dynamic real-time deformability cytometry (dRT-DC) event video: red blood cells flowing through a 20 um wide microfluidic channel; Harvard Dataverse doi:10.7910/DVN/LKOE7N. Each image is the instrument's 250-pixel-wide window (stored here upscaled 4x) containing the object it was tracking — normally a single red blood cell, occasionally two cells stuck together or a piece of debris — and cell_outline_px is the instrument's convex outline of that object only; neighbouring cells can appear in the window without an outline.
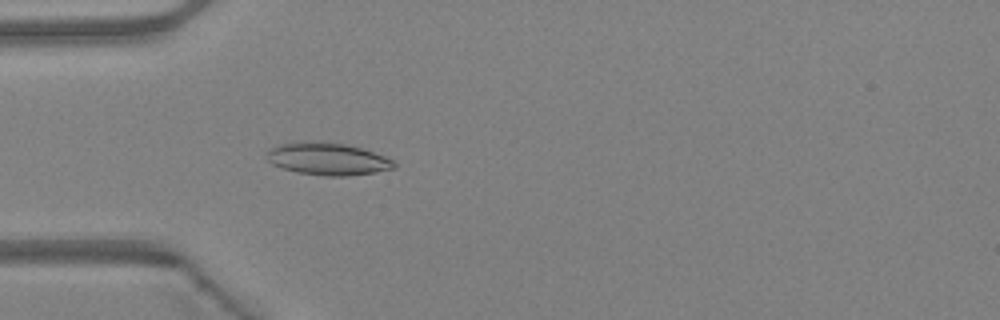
{"species": "Egyptian fruit bat (a non-hibernating species)", "species_latin": "Rousettus aegyptiacus", "temperature_condition": "warm", "stored_images_in_passage": 47, "camera_frame_rate_fps": 3000, "um_per_image_px": 0.085, "animal": {"sex": "female"}, "frame": {"image": 1, "passage_image": 14, "time_ms": 4.333, "image_size_px": [1000, 320], "cell_outline_px": [[396, 168], [376, 172], [348, 176], [324, 176], [296, 172], [272, 164], [268, 160], [268, 152], [272, 148], [284, 144], [304, 140], [344, 144], [360, 148], [388, 156], [396, 164]], "centroid_in_image_um": [27.91, 13.52], "position_along_channel_um": 57.1, "area_um2": 23.87}}
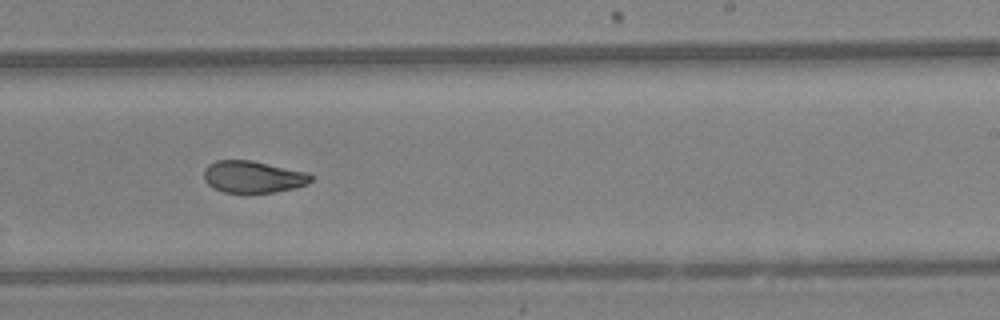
{"frame": {"image": 2, "passage_image": 29, "time_ms": 9.333, "image_size_px": [1000, 320], "cell_outline_px": [[312, 180], [308, 184], [276, 192], [224, 192], [212, 188], [204, 180], [204, 168], [208, 164], [216, 160], [252, 160], [308, 172], [312, 176]], "centroid_in_image_um": [21.49, 15.02], "position_along_channel_um": 267.5, "area_um2": 20.0}}
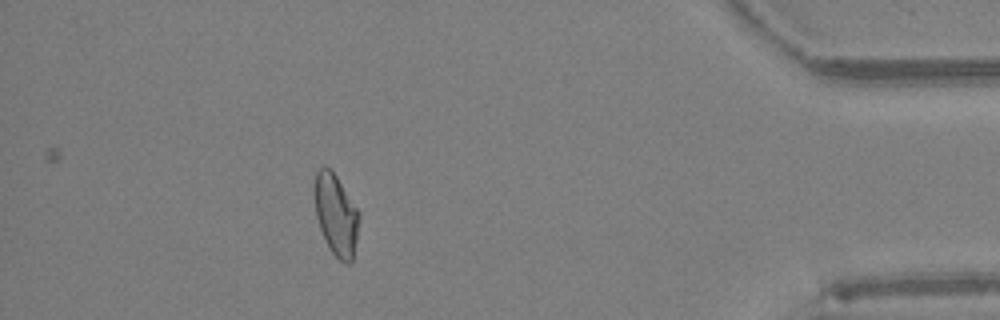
{"frame": {"image": 3, "passage_image": 42, "time_ms": 13.667, "image_size_px": [1000, 320], "cell_outline_px": [[360, 216], [352, 264], [344, 264], [332, 252], [320, 228], [316, 216], [316, 172], [320, 168], [328, 168], [336, 176], [360, 212]], "centroid_in_image_um": [28.61, 18.31], "position_along_channel_um": 406.6, "area_um2": 20.52}, "authors_computed_cell_mechanics": {"area_um2": 21.4438, "velocity_mm_per_s": 4.3209, "shape_relaxation_time_tau1_ms": null, "shape_relaxation_time_tau2_ms": 1.8128, "deformation_change_tau1": null, "deformation_change_tau2": 0.0675}}